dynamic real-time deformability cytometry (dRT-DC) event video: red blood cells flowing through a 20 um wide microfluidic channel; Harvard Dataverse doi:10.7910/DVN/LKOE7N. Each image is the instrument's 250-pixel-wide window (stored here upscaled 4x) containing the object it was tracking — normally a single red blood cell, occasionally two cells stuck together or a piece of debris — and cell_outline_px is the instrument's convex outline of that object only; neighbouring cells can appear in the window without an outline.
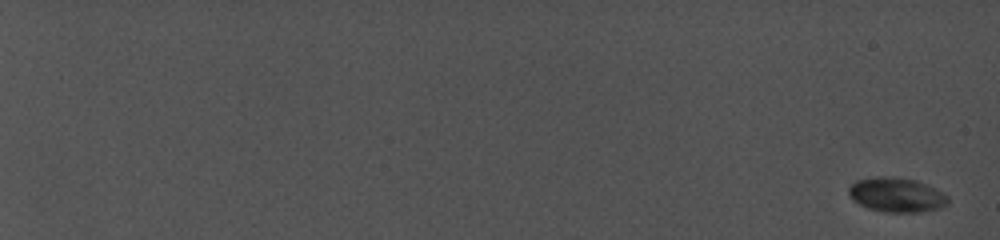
{"species": "common noctule bat (a hibernating species)", "species_latin": "Nyctalus noctula", "temperature_condition": "cold", "stored_images_in_passage": 16, "camera_frame_rate_fps": 5000, "um_per_image_px": 0.085, "animal": {"sex": "female", "body_mass_g": 19.0, "forearm_length_mm": 56.7}, "frame": {"image": 1, "passage_image": 1, "time_ms": 0.0, "image_size_px": [1000, 240], "cell_outline_px": [[948, 200], [944, 204], [936, 208], [916, 212], [884, 212], [868, 208], [860, 204], [848, 192], [848, 188], [856, 180], [876, 176], [892, 176], [916, 180], [928, 184], [948, 196]], "centroid_in_image_um": [76.18, 16.54], "position_along_channel_um": 8.8, "area_um2": 19.65}}
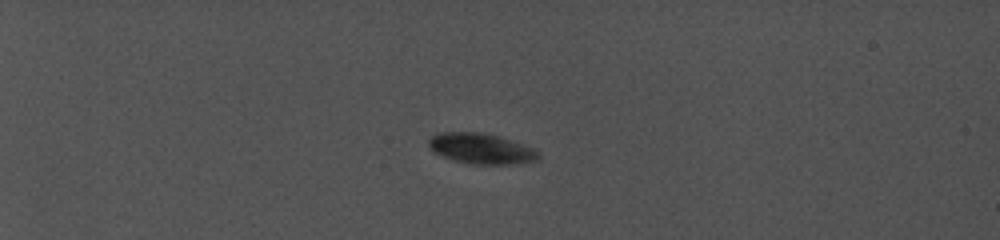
{"frame": {"image": 2, "passage_image": 10, "time_ms": 6.4, "image_size_px": [1000, 240], "cell_outline_px": [[536, 156], [532, 160], [500, 164], [480, 164], [456, 160], [444, 156], [436, 152], [428, 144], [428, 140], [432, 136], [440, 132], [484, 132], [500, 136], [524, 144], [532, 148], [536, 152]], "centroid_in_image_um": [40.83, 12.58], "position_along_channel_um": 44.2, "area_um2": 18.73}}
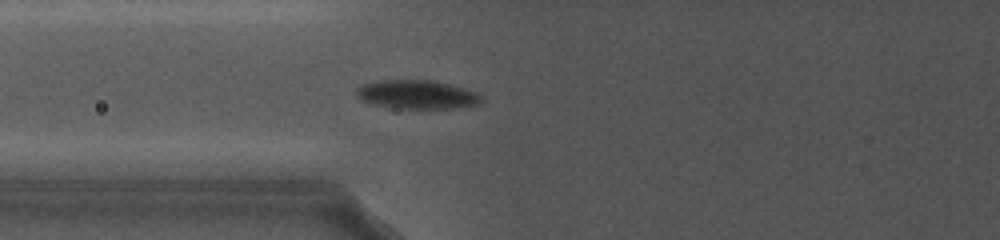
{"frame": {"image": 3, "passage_image": 16, "time_ms": 10.2, "image_size_px": [1000, 240], "cell_outline_px": [[480, 100], [476, 104], [448, 108], [396, 108], [376, 104], [364, 100], [356, 92], [364, 84], [380, 80], [432, 80], [448, 84], [476, 92], [480, 96]], "centroid_in_image_um": [35.44, 8.02], "position_along_channel_um": 90.4, "area_um2": 20.06}}